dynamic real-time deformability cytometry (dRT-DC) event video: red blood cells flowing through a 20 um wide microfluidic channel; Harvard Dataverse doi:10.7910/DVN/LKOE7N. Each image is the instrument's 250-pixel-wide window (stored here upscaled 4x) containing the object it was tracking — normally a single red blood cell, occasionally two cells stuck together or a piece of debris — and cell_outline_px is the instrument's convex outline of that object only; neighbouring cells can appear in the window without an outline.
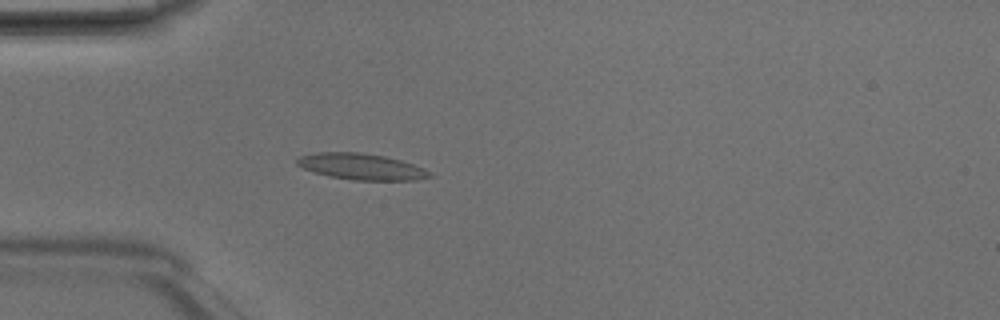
{"species": "Egyptian fruit bat (a non-hibernating species)", "species_latin": "Rousettus aegyptiacus", "temperature_condition": "room temperature", "stored_images_in_passage": 3, "camera_frame_rate_fps": 3000, "um_per_image_px": 0.085, "animal": {"sex": "male"}, "frame": {"image": 1, "passage_image": 3, "time_ms": 0.667, "image_size_px": [1000, 320], "cell_outline_px": [[432, 176], [416, 180], [352, 180], [328, 176], [304, 168], [296, 164], [296, 160], [300, 156], [316, 152], [360, 152], [384, 156], [400, 160], [424, 168], [432, 172]], "centroid_in_image_um": [30.72, 14.16], "position_along_channel_um": 54.3, "area_um2": 20.17}}